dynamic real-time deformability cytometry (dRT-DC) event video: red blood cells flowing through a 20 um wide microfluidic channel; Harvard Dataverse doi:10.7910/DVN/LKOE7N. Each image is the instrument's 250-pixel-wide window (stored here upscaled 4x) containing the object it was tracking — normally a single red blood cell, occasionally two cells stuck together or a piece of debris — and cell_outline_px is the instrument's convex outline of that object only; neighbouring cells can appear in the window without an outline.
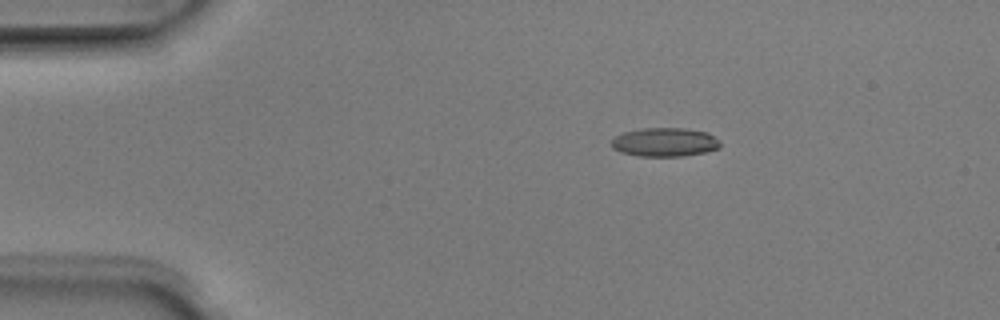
{"species": "Egyptian fruit bat (a non-hibernating species)", "species_latin": "Rousettus aegyptiacus", "temperature_condition": "room temperature", "stored_images_in_passage": 8, "camera_frame_rate_fps": 3000, "um_per_image_px": 0.085, "animal": {"sex": "male"}, "frame": {"image": 1, "passage_image": 3, "time_ms": 0.667, "image_size_px": [1000, 320], "cell_outline_px": [[720, 148], [704, 152], [684, 156], [636, 156], [620, 152], [612, 148], [612, 140], [616, 136], [624, 132], [640, 128], [684, 128], [708, 132], [720, 140]], "centroid_in_image_um": [56.51, 12.08], "position_along_channel_um": 28.5, "area_um2": 18.38}}
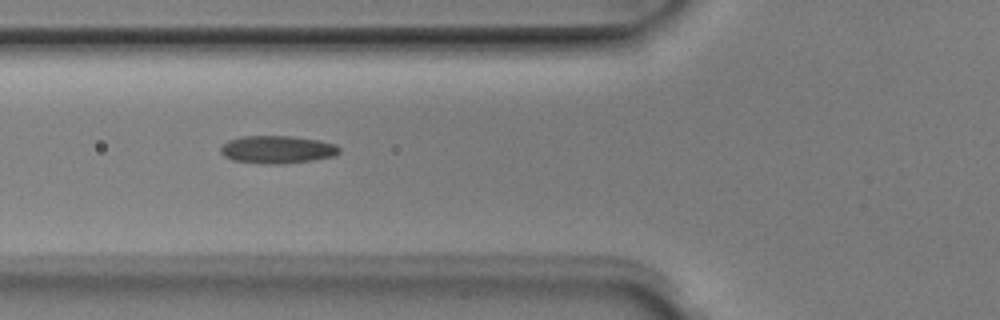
{"frame": {"image": 2, "passage_image": 6, "time_ms": 1.667, "image_size_px": [1000, 320], "cell_outline_px": [[340, 152], [336, 156], [312, 160], [284, 164], [260, 164], [232, 160], [224, 156], [220, 152], [220, 148], [228, 140], [240, 136], [292, 136], [320, 140], [336, 144], [340, 148]], "centroid_in_image_um": [23.58, 12.71], "position_along_channel_um": 102.2, "area_um2": 19.48}}
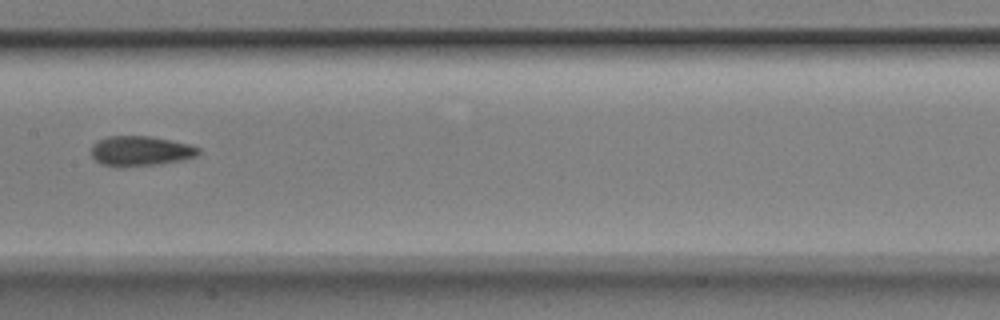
{"frame": {"image": 3, "passage_image": 8, "time_ms": 2.333, "image_size_px": [1000, 320], "cell_outline_px": [[200, 152], [196, 156], [184, 160], [160, 164], [120, 168], [104, 164], [96, 160], [92, 156], [92, 144], [96, 140], [108, 136], [148, 136], [172, 140], [188, 144], [200, 148]], "centroid_in_image_um": [11.94, 12.84], "position_along_channel_um": 195.5, "area_um2": 18.96}}